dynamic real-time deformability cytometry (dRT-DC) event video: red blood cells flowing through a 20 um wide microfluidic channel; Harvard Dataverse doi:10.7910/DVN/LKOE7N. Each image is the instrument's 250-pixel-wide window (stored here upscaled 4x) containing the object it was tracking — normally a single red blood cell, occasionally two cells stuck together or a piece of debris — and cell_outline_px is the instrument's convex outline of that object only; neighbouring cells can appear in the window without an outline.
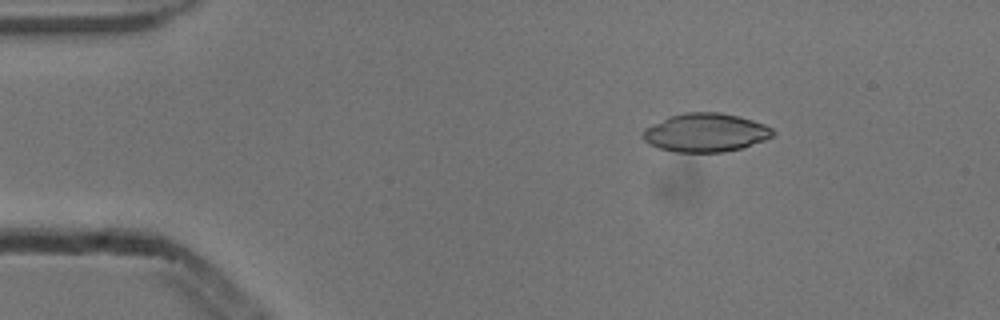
{"species": "common noctule bat (a hibernating species)", "species_latin": "Nyctalus noctula", "temperature_condition": "cold", "stored_images_in_passage": 2, "camera_frame_rate_fps": 3000, "um_per_image_px": 0.085, "animal": {"sex": "male", "body_mass_g": 13.3}, "frame": {"image": 1, "passage_image": 1, "time_ms": 0.0, "image_size_px": [1000, 320], "cell_outline_px": [[776, 132], [772, 136], [764, 140], [744, 148], [724, 152], [676, 152], [660, 148], [648, 144], [644, 140], [644, 128], [668, 116], [684, 112], [720, 112], [740, 116], [764, 124], [772, 128]], "centroid_in_image_um": [59.99, 11.26], "position_along_channel_um": 25.0, "area_um2": 29.36}}
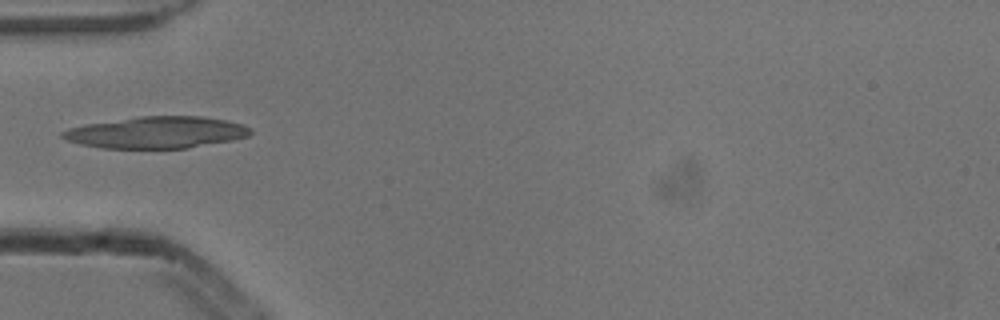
{"frame": {"image": 2, "passage_image": 2, "time_ms": 0.333, "image_size_px": [1000, 320], "cell_outline_px": [[252, 132], [248, 136], [232, 140], [188, 148], [100, 148], [80, 144], [64, 140], [60, 136], [60, 132], [68, 128], [84, 124], [140, 116], [200, 116], [224, 120], [240, 124], [252, 128]], "centroid_in_image_um": [13.24, 11.26], "position_along_channel_um": 71.8, "area_um2": 34.8}}